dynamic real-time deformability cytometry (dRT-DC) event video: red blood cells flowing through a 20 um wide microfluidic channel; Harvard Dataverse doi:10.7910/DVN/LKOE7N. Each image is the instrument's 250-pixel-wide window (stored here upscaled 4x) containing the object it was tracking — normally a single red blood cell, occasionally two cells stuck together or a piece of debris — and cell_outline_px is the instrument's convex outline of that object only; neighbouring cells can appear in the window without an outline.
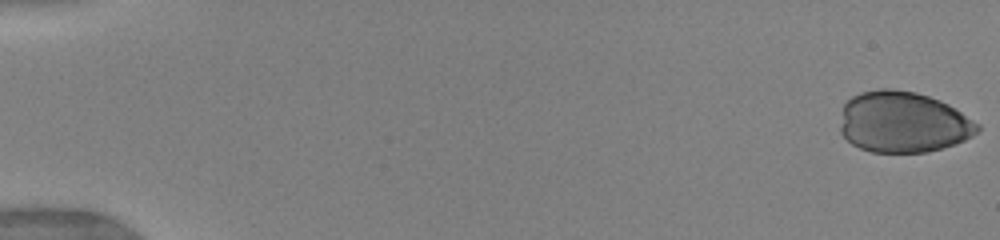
{"species": "human", "species_latin": "Homo sapiens", "temperature_condition": "warm", "stored_images_in_passage": 20, "camera_frame_rate_fps": 3000, "um_per_image_px": 0.085, "donor": {"sex": "female"}, "frame": {"image": 1, "passage_image": 1, "time_ms": 0.0, "image_size_px": [1000, 240], "cell_outline_px": [[980, 128], [972, 136], [964, 140], [928, 152], [872, 152], [860, 148], [852, 144], [840, 132], [840, 128], [844, 104], [852, 96], [860, 92], [880, 88], [892, 88], [916, 92], [940, 100], [956, 108], [980, 124]], "centroid_in_image_um": [76.76, 10.37], "position_along_channel_um": 8.2, "area_um2": 48.9}}
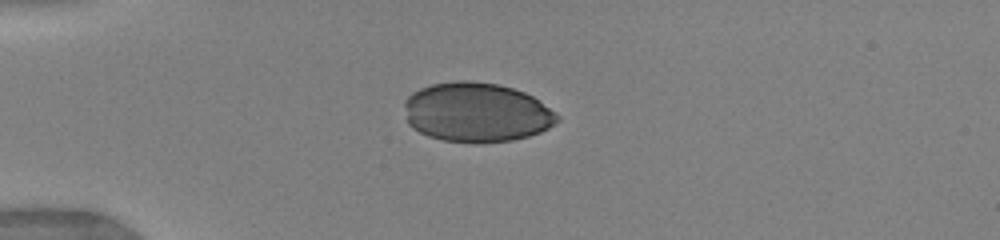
{"frame": {"image": 2, "passage_image": 17, "time_ms": 4.333, "image_size_px": [1000, 240], "cell_outline_px": [[560, 120], [548, 128], [540, 132], [528, 136], [512, 140], [444, 140], [428, 136], [412, 128], [408, 124], [404, 104], [404, 100], [412, 92], [420, 88], [432, 84], [456, 80], [468, 80], [496, 84], [512, 88], [524, 92], [532, 96], [560, 116]], "centroid_in_image_um": [40.48, 9.51], "position_along_channel_um": 44.5, "area_um2": 52.19}}